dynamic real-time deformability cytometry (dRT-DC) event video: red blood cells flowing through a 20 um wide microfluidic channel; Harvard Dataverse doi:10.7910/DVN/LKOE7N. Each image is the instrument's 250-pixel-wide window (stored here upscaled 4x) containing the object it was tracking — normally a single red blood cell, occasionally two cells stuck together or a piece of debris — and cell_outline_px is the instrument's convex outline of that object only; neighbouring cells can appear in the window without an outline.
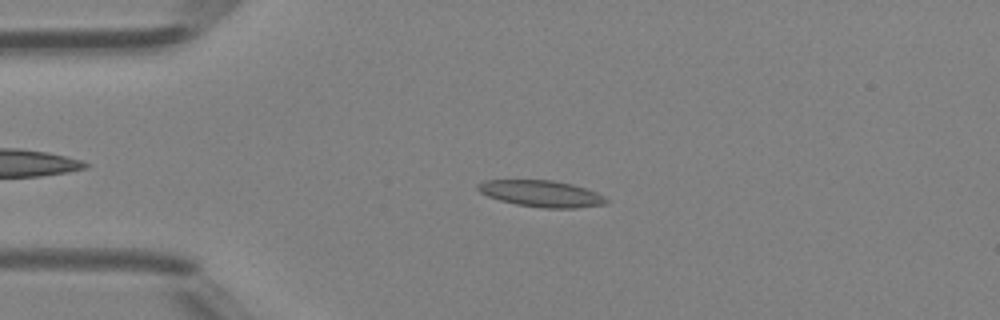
{"species": "Egyptian fruit bat (a non-hibernating species)", "species_latin": "Rousettus aegyptiacus", "temperature_condition": "room temperature", "stored_images_in_passage": 45, "camera_frame_rate_fps": 3000, "um_per_image_px": 0.085, "animal": {"sex": "female"}, "frame": {"image": 1, "passage_image": 9, "time_ms": 2.667, "image_size_px": [1000, 320], "cell_outline_px": [[608, 200], [604, 204], [576, 208], [544, 208], [516, 204], [500, 200], [488, 196], [480, 192], [476, 188], [476, 184], [484, 180], [552, 180], [572, 184], [596, 192], [604, 196]], "centroid_in_image_um": [45.98, 16.45], "position_along_channel_um": 39.0, "area_um2": 19.71}}
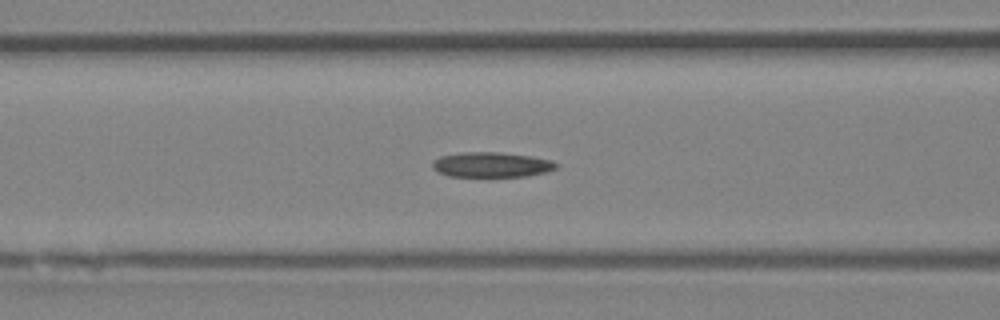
{"frame": {"image": 2, "passage_image": 17, "time_ms": 5.333, "image_size_px": [1000, 320], "cell_outline_px": [[560, 164], [556, 168], [544, 172], [524, 176], [448, 176], [432, 168], [432, 160], [440, 156], [460, 152], [500, 152], [532, 156], [552, 160]], "centroid_in_image_um": [41.77, 13.98], "position_along_channel_um": 124.8, "area_um2": 18.09}}
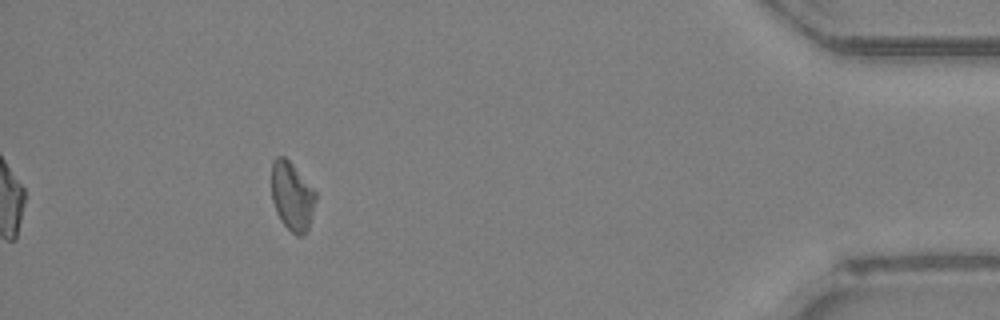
{"frame": {"image": 3, "passage_image": 41, "time_ms": 13.333, "image_size_px": [1000, 320], "cell_outline_px": [[316, 200], [308, 228], [304, 236], [296, 236], [280, 220], [276, 212], [272, 200], [272, 160], [276, 156], [284, 156], [292, 164], [316, 192]], "centroid_in_image_um": [24.81, 16.69], "position_along_channel_um": 410.4, "area_um2": 17.57}, "authors_computed_cell_mechanics": {"area_um2": 18.3804, "velocity_mm_per_s": 4.3149, "shape_relaxation_time_tau1_ms": 11.3618, "shape_relaxation_time_tau2_ms": null, "deformation_change_tau1": 0.1511, "deformation_change_tau2": null}}